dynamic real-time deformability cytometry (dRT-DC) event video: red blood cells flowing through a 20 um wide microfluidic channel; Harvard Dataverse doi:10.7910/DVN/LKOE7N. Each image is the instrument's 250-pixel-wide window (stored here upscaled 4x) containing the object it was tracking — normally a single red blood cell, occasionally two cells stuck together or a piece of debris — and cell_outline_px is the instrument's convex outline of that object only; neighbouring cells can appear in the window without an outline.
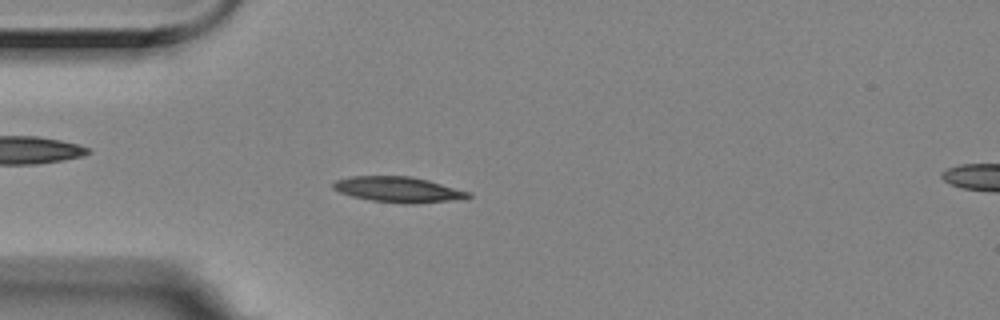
{"species": "Egyptian fruit bat (a non-hibernating species)", "species_latin": "Rousettus aegyptiacus", "temperature_condition": "room temperature", "stored_images_in_passage": 44, "camera_frame_rate_fps": 3000, "um_per_image_px": 0.085, "animal": {"sex": "female"}, "frame": {"image": 1, "passage_image": 15, "time_ms": 4.667, "image_size_px": [1000, 320], "cell_outline_px": [[472, 196], [464, 200], [412, 204], [404, 204], [372, 200], [352, 196], [340, 192], [332, 188], [332, 184], [336, 180], [352, 176], [412, 176], [428, 180], [472, 192]], "centroid_in_image_um": [33.94, 16.12], "position_along_channel_um": 51.1, "area_um2": 20.4}}
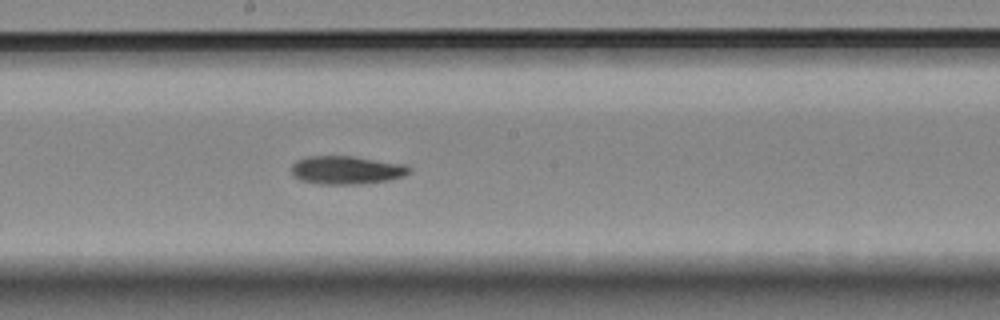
{"frame": {"image": 2, "passage_image": 30, "time_ms": 9.667, "image_size_px": [1000, 320], "cell_outline_px": [[412, 172], [404, 176], [388, 180], [360, 184], [320, 184], [300, 180], [292, 176], [292, 164], [296, 160], [308, 156], [352, 156], [408, 164], [412, 168]], "centroid_in_image_um": [29.49, 14.45], "position_along_channel_um": 218.7, "area_um2": 19.71}}
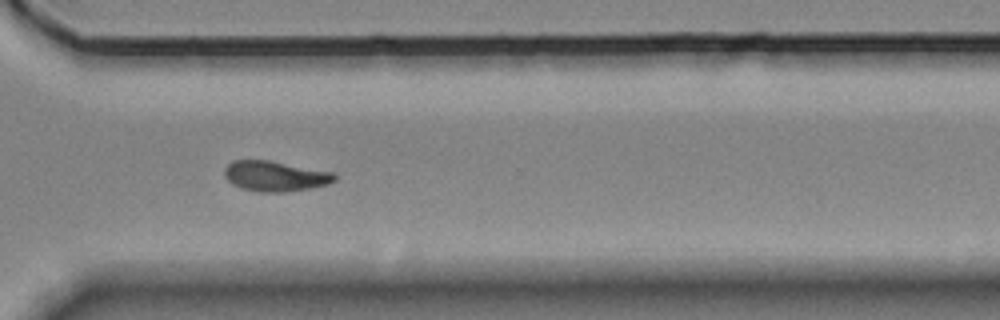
{"frame": {"image": 3, "passage_image": 41, "time_ms": 13.333, "image_size_px": [1000, 320], "cell_outline_px": [[336, 180], [328, 184], [312, 188], [284, 192], [260, 192], [240, 188], [232, 184], [224, 176], [224, 168], [232, 160], [268, 160], [336, 172]], "centroid_in_image_um": [23.4, 14.97], "position_along_channel_um": 347.2, "area_um2": 19.71}}